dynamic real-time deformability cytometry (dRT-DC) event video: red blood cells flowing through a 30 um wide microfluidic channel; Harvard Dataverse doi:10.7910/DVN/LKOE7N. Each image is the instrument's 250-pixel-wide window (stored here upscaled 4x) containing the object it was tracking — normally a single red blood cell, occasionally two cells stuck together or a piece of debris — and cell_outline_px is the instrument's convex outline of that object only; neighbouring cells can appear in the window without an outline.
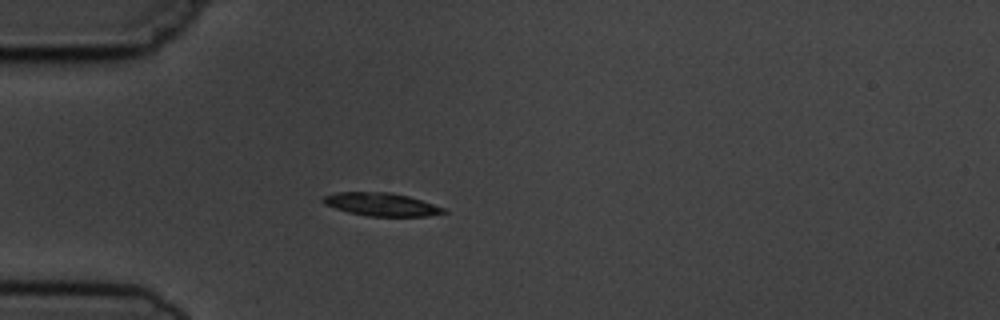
{"species": "common noctule bat (a hibernating species)", "species_latin": "Nyctalus noctula", "temperature_condition": "cold", "stored_images_in_passage": 4, "camera_frame_rate_fps": 3000, "um_per_image_px": 0.085, "animal": {"sex": "male", "body_mass_g": 19.5, "forearm_length_mm": 54.6}, "frame": {"image": 1, "passage_image": 4, "time_ms": 3.667, "image_size_px": [1000, 320], "cell_outline_px": [[448, 212], [428, 216], [368, 216], [348, 212], [324, 204], [320, 200], [324, 196], [340, 192], [388, 192], [408, 196], [444, 208]], "centroid_in_image_um": [32.4, 17.37], "position_along_channel_um": 52.6, "area_um2": 16.01}}